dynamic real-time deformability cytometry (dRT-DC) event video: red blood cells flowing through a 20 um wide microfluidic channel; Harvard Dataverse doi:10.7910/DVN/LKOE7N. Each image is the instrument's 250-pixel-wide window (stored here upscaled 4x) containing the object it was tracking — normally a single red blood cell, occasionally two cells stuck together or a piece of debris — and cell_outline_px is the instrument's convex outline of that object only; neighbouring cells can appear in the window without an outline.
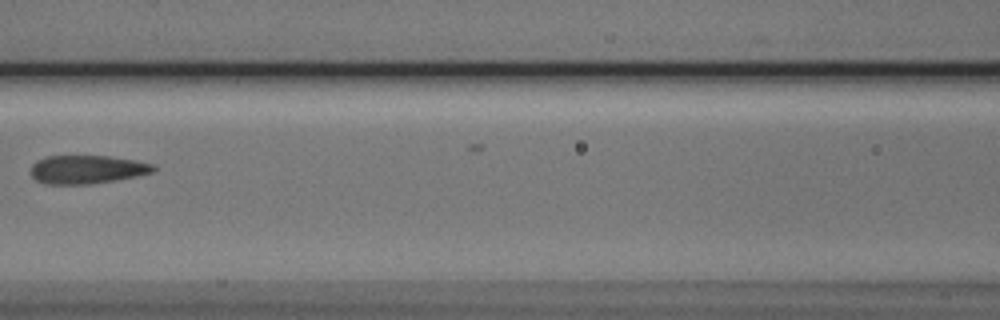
{"species": "Egyptian fruit bat (a non-hibernating species)", "species_latin": "Rousettus aegyptiacus", "temperature_condition": "cold", "stored_images_in_passage": 9, "camera_frame_rate_fps": 3000, "um_per_image_px": 0.085, "animal": {"sex": "male"}, "frame": {"image": 1, "passage_image": 7, "time_ms": 7.667, "image_size_px": [1000, 320], "cell_outline_px": [[156, 168], [152, 172], [136, 176], [116, 180], [88, 184], [48, 184], [36, 180], [32, 176], [32, 164], [36, 160], [48, 156], [108, 156], [156, 164]], "centroid_in_image_um": [7.4, 14.4], "position_along_channel_um": 159.2, "area_um2": 20.17}}